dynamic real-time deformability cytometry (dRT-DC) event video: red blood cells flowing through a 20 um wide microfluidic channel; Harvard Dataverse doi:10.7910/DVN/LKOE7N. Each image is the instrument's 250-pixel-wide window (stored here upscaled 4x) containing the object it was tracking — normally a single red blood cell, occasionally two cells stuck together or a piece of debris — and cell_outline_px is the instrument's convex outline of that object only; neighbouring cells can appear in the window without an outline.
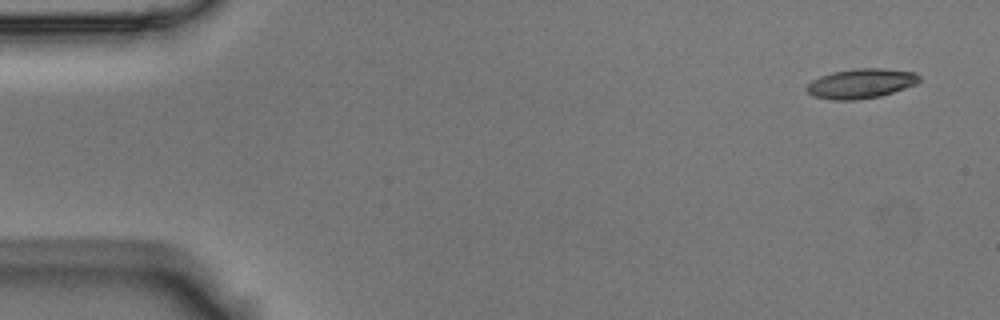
{"species": "Egyptian fruit bat (a non-hibernating species)", "species_latin": "Rousettus aegyptiacus", "temperature_condition": "room temperature", "stored_images_in_passage": 13, "camera_frame_rate_fps": 3000, "um_per_image_px": 0.085, "animal": {"sex": "male"}, "frame": {"image": 1, "passage_image": 1, "time_ms": 0.0, "image_size_px": [1000, 320], "cell_outline_px": [[920, 80], [916, 84], [880, 96], [856, 100], [832, 100], [812, 96], [804, 88], [812, 80], [820, 76], [832, 72], [856, 68], [880, 68], [916, 72], [920, 76]], "centroid_in_image_um": [73.16, 7.1], "position_along_channel_um": 11.8, "area_um2": 19.54}}
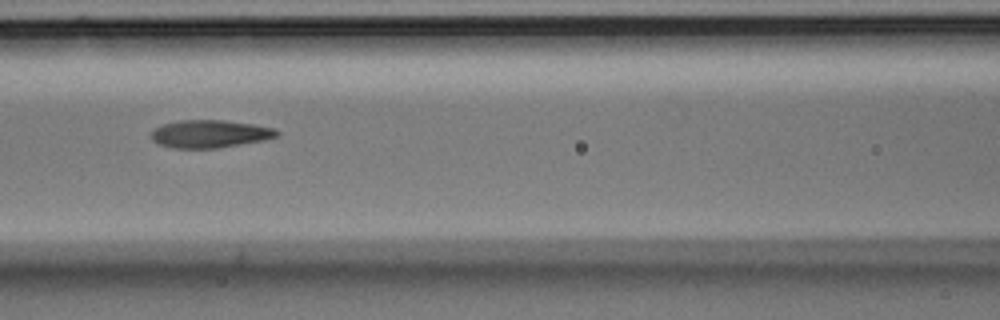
{"frame": {"image": 2, "passage_image": 6, "time_ms": 1.667, "image_size_px": [1000, 320], "cell_outline_px": [[280, 132], [276, 136], [264, 140], [216, 148], [172, 148], [160, 144], [152, 140], [152, 128], [164, 124], [180, 120], [224, 120], [252, 124], [276, 128]], "centroid_in_image_um": [17.83, 11.37], "position_along_channel_um": 148.8, "area_um2": 20.23}}
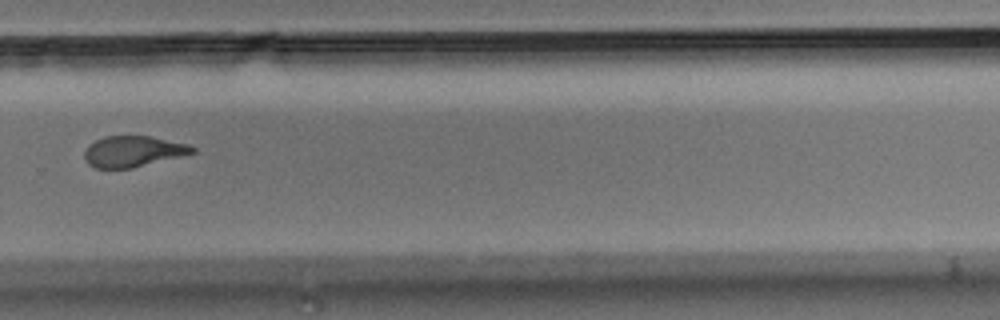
{"frame": {"image": 3, "passage_image": 10, "time_ms": 3.0, "image_size_px": [1000, 320], "cell_outline_px": [[196, 152], [132, 168], [96, 168], [88, 164], [84, 160], [84, 152], [88, 144], [104, 136], [152, 136], [188, 144], [196, 148]], "centroid_in_image_um": [11.29, 12.86], "position_along_channel_um": 318.5, "area_um2": 19.48}}